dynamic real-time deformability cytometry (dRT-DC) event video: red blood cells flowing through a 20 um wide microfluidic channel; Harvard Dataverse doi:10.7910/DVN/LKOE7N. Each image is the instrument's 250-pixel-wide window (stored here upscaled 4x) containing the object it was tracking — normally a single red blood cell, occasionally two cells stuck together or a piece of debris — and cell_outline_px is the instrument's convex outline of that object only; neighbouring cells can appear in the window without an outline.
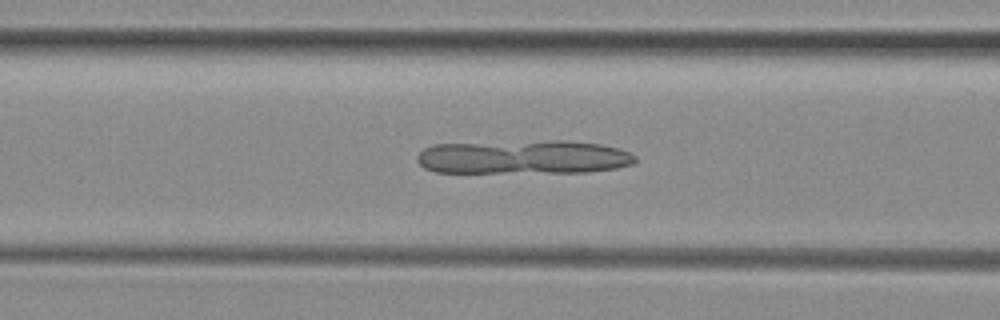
{"species": "common noctule bat (a hibernating species)", "species_latin": "Nyctalus noctula", "temperature_condition": "room temperature", "stored_images_in_passage": 47, "segment_of_instrument_passage": [1, 2], "camera_frame_rate_fps": 3000, "um_per_image_px": 0.085, "animal": {"sex": "female", "body_mass_g": 29.2, "forearm_length_mm": 56.3}, "frame": {"image": 1, "passage_image": 20, "time_ms": 6.333, "image_size_px": [1000, 320], "cell_outline_px": [[632, 160], [628, 164], [608, 168], [568, 172], [440, 172], [428, 168], [420, 160], [420, 156], [428, 148], [444, 144], [592, 144], [612, 148], [624, 152], [632, 156]], "centroid_in_image_um": [44.38, 13.42], "position_along_channel_um": 122.2, "area_um2": 38.44}}
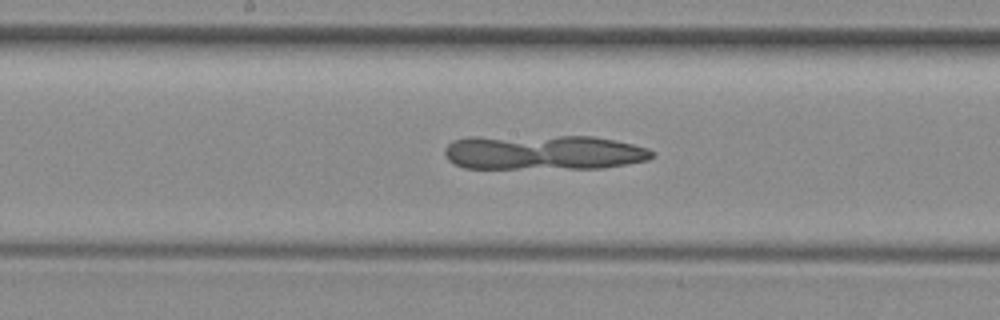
{"frame": {"image": 2, "passage_image": 26, "time_ms": 8.333, "image_size_px": [1000, 320], "cell_outline_px": [[652, 156], [640, 160], [620, 164], [584, 168], [472, 168], [456, 164], [448, 156], [448, 148], [452, 144], [460, 140], [576, 136], [580, 136], [608, 140], [628, 144], [644, 148], [652, 152]], "centroid_in_image_um": [46.25, 12.99], "position_along_channel_um": 202.0, "area_um2": 38.67}}
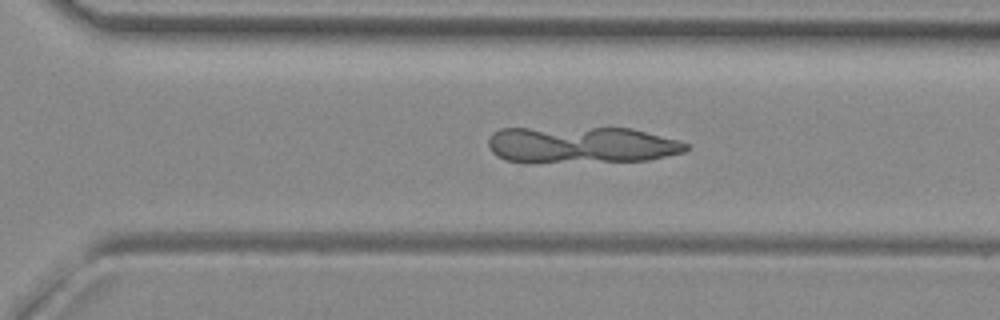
{"frame": {"image": 3, "passage_image": 35, "time_ms": 11.333, "image_size_px": [1000, 320], "cell_outline_px": [[688, 148], [680, 152], [640, 160], [508, 160], [500, 156], [492, 148], [492, 136], [496, 132], [504, 128], [628, 128], [688, 144]], "centroid_in_image_um": [49.43, 12.27], "position_along_channel_um": 321.2, "area_um2": 39.25}}